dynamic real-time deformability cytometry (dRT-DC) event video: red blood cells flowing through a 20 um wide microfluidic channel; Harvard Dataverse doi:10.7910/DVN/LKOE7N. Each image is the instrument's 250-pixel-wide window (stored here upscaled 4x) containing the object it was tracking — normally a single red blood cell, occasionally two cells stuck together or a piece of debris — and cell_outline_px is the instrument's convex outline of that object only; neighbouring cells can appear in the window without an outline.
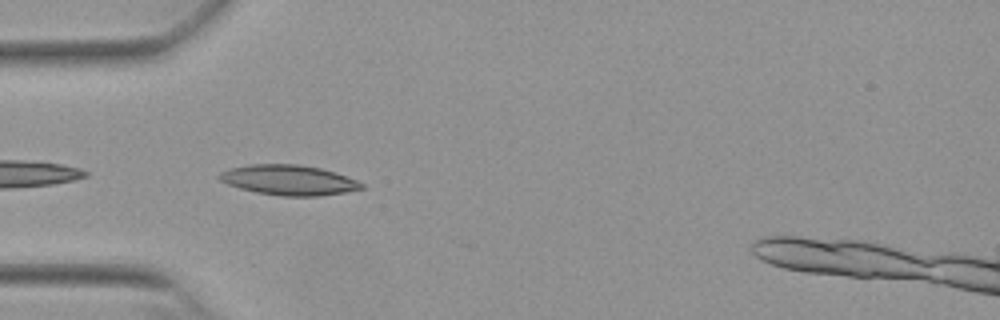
{"species": "Egyptian fruit bat (a non-hibernating species)", "species_latin": "Rousettus aegyptiacus", "temperature_condition": "warm", "stored_images_in_passage": 6, "camera_frame_rate_fps": 3000, "um_per_image_px": 0.085, "animal": {"sex": "female"}, "frame": {"image": 1, "passage_image": 1, "time_ms": 0.0, "image_size_px": [1000, 320], "cell_outline_px": [[364, 188], [344, 192], [320, 196], [280, 196], [256, 192], [240, 188], [228, 184], [220, 180], [216, 176], [220, 172], [232, 168], [248, 164], [300, 164], [320, 168], [336, 172], [356, 180], [364, 184]], "centroid_in_image_um": [24.54, 15.3], "position_along_channel_um": 60.5, "area_um2": 24.97}}